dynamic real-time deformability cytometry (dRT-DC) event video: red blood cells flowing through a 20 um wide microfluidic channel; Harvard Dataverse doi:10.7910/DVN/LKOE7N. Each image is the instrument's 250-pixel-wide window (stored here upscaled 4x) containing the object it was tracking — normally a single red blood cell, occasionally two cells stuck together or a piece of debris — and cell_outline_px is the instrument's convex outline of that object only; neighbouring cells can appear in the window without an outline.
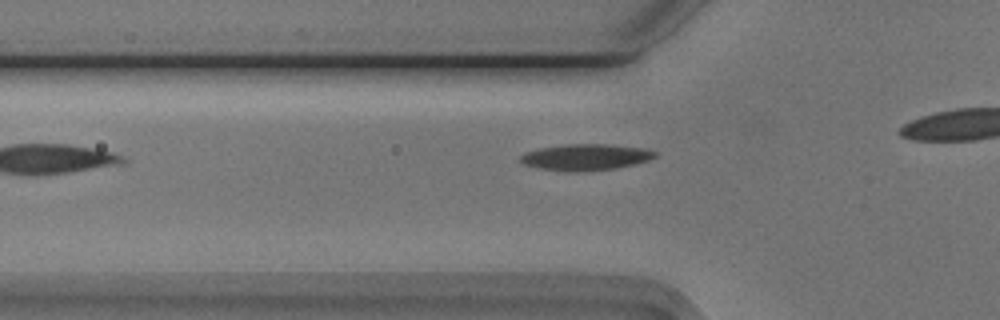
{"species": "Egyptian fruit bat (a non-hibernating species)", "species_latin": "Rousettus aegyptiacus", "temperature_condition": "cold", "stored_images_in_passage": 8, "camera_frame_rate_fps": 3000, "um_per_image_px": 0.085, "animal": {"sex": "male"}, "frame": {"image": 1, "passage_image": 2, "time_ms": 0.333, "image_size_px": [1000, 320], "cell_outline_px": [[648, 156], [640, 160], [624, 164], [600, 168], [560, 168], [536, 164], [524, 160], [524, 156], [536, 152], [556, 148], [620, 148], [648, 152]], "centroid_in_image_um": [49.74, 13.38], "position_along_channel_um": 76.1, "area_um2": 14.22}}
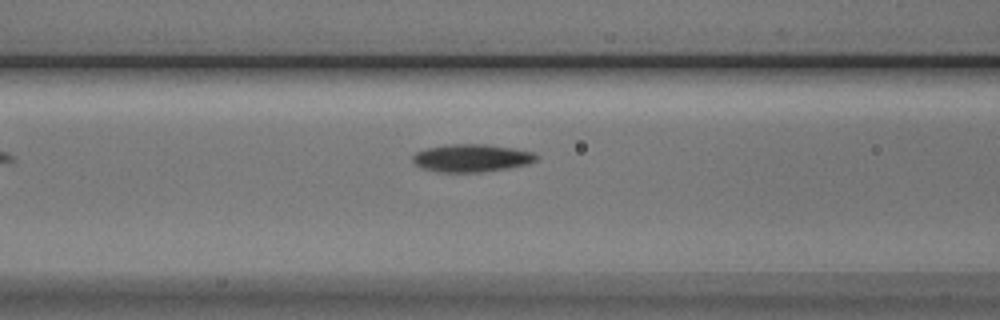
{"frame": {"image": 2, "passage_image": 6, "time_ms": 1.667, "image_size_px": [1000, 320], "cell_outline_px": [[532, 156], [528, 160], [512, 164], [492, 168], [440, 168], [424, 164], [416, 160], [416, 156], [424, 152], [440, 148], [496, 148], [520, 152]], "centroid_in_image_um": [40.04, 13.42], "position_along_channel_um": 126.6, "area_um2": 13.47}}